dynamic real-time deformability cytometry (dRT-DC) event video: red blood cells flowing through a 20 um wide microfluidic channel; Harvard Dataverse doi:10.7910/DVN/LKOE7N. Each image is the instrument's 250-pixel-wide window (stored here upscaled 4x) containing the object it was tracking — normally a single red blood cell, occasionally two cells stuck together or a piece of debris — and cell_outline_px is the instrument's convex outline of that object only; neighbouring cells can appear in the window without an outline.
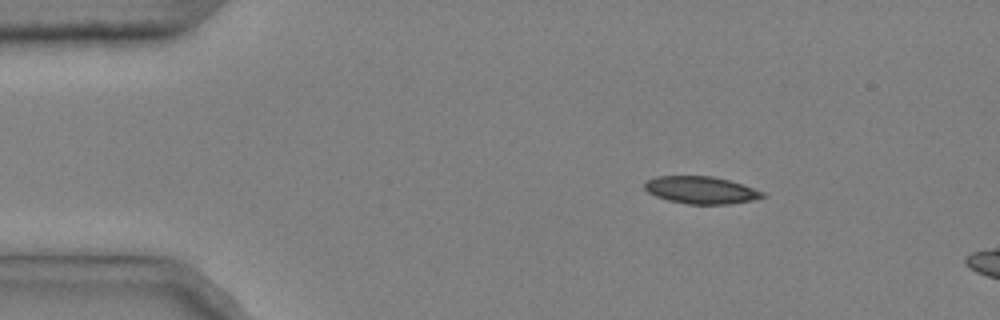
{"species": "common noctule bat (a hibernating species)", "species_latin": "Nyctalus noctula", "temperature_condition": "cold", "stored_images_in_passage": 3, "camera_frame_rate_fps": 3000, "um_per_image_px": 0.085, "animal": {"sex": "male", "body_mass_g": 20.4}, "frame": {"image": 1, "passage_image": 1, "time_ms": 0.0, "image_size_px": [1000, 320], "cell_outline_px": [[768, 196], [752, 200], [728, 204], [688, 204], [668, 200], [656, 196], [648, 192], [644, 188], [644, 180], [656, 176], [712, 176], [744, 184], [764, 192]], "centroid_in_image_um": [59.58, 16.15], "position_along_channel_um": 25.4, "area_um2": 18.9}}